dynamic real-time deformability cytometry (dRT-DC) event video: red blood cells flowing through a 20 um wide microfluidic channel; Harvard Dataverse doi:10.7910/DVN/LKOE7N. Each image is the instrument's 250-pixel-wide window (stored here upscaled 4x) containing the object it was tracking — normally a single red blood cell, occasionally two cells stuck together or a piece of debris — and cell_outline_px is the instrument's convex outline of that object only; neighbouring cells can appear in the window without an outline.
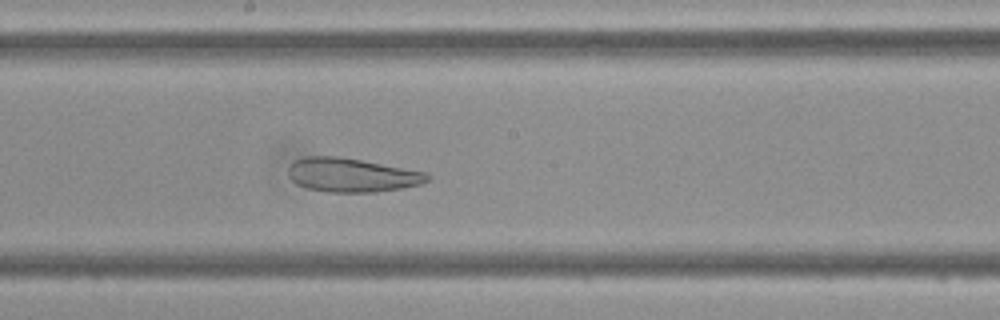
{"species": "Egyptian fruit bat (a non-hibernating species)", "species_latin": "Rousettus aegyptiacus", "temperature_condition": "cold", "stored_images_in_passage": 36, "camera_frame_rate_fps": 3000, "um_per_image_px": 0.085, "frame": {"image": 1, "passage_image": 13, "time_ms": 4.0, "image_size_px": [1000, 320], "cell_outline_px": [[428, 180], [420, 184], [400, 188], [376, 192], [328, 192], [308, 188], [296, 184], [288, 176], [288, 168], [296, 160], [304, 156], [336, 156], [360, 160], [428, 172]], "centroid_in_image_um": [29.87, 14.88], "position_along_channel_um": 218.3, "area_um2": 27.28}}
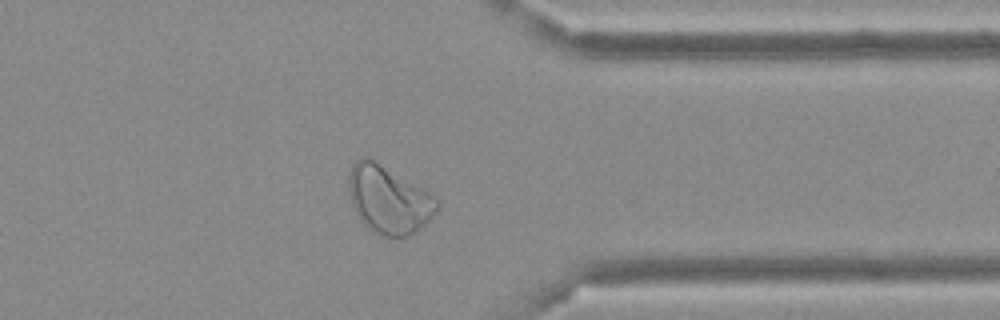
{"frame": {"image": 2, "passage_image": 25, "time_ms": 8.0, "image_size_px": [1000, 320], "cell_outline_px": [[440, 204], [436, 212], [420, 228], [408, 236], [384, 236], [372, 232], [356, 216], [352, 204], [348, 184], [348, 176], [352, 164], [360, 156], [368, 156], [376, 160], [428, 192], [440, 200]], "centroid_in_image_um": [33.0, 16.95], "position_along_channel_um": 378.4, "area_um2": 34.91}}
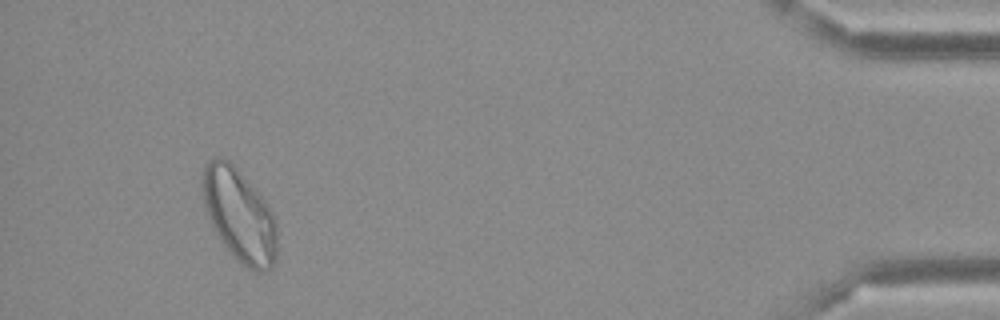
{"frame": {"image": 3, "passage_image": 32, "time_ms": 10.333, "image_size_px": [1000, 320], "cell_outline_px": [[276, 256], [272, 268], [260, 272], [256, 272], [240, 264], [236, 260], [220, 240], [208, 216], [204, 204], [200, 184], [200, 180], [204, 164], [216, 156], [224, 156], [260, 192], [272, 212], [276, 220]], "centroid_in_image_um": [20.33, 18.26], "position_along_channel_um": 414.9, "area_um2": 40.86}}